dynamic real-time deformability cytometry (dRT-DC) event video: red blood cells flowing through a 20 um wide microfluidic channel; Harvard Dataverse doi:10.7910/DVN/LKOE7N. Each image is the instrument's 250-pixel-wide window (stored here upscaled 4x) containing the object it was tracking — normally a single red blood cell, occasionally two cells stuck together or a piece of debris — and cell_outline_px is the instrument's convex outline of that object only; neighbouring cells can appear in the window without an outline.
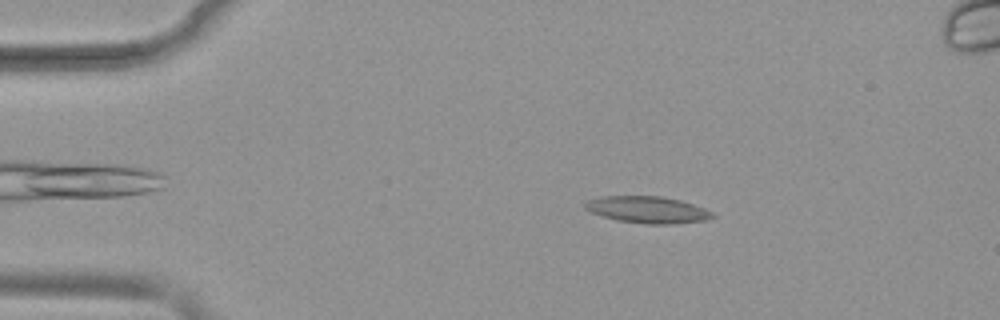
{"species": "common noctule bat (a hibernating species)", "species_latin": "Nyctalus noctula", "temperature_condition": "warm", "stored_images_in_passage": 53, "camera_frame_rate_fps": 3000, "um_per_image_px": 0.085, "animal": {"sex": "female", "body_mass_g": 19.9}, "frame": {"image": 1, "passage_image": 9, "time_ms": 2.667, "image_size_px": [1000, 320], "cell_outline_px": [[716, 216], [704, 220], [668, 224], [648, 224], [616, 220], [592, 212], [584, 208], [584, 204], [588, 200], [604, 196], [660, 196], [680, 200], [704, 208], [712, 212]], "centroid_in_image_um": [55.03, 17.82], "position_along_channel_um": 30.0, "area_um2": 19.59}}
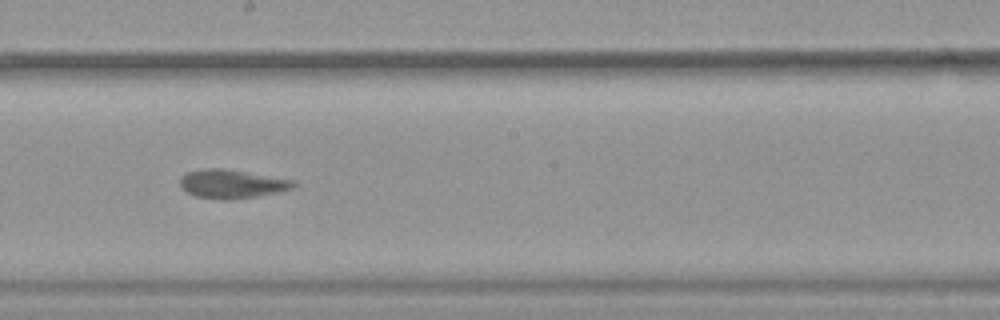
{"frame": {"image": 2, "passage_image": 29, "time_ms": 9.333, "image_size_px": [1000, 320], "cell_outline_px": [[296, 184], [292, 188], [276, 192], [256, 196], [228, 200], [220, 200], [196, 196], [180, 188], [180, 176], [184, 172], [204, 168], [224, 168], [296, 180]], "centroid_in_image_um": [19.66, 15.62], "position_along_channel_um": 228.5, "area_um2": 19.13}}
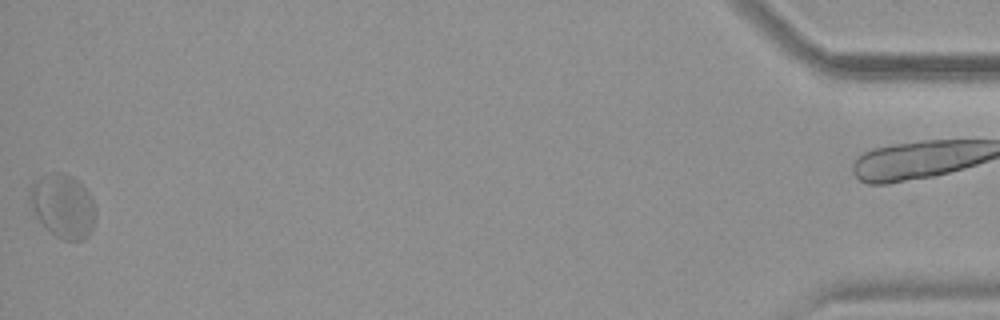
{"frame": {"image": 3, "passage_image": 52, "time_ms": 17.0, "image_size_px": [1000, 320], "cell_outline_px": [[96, 216], [92, 228], [88, 236], [84, 240], [64, 240], [56, 236], [40, 220], [28, 200], [28, 192], [32, 180], [40, 176], [52, 172], [64, 172], [72, 176], [88, 192], [96, 208]], "centroid_in_image_um": [5.34, 17.47], "position_along_channel_um": 429.9, "area_um2": 24.45}, "authors_computed_cell_mechanics": {"area_um2": 19.1318, "velocity_mm_per_s": 3.8277, "shape_relaxation_time_tau1_ms": 3.5486, "shape_relaxation_time_tau2_ms": 0.9209, "deformation_change_tau1": 0.1085, "deformation_change_tau2": 0.0437}}